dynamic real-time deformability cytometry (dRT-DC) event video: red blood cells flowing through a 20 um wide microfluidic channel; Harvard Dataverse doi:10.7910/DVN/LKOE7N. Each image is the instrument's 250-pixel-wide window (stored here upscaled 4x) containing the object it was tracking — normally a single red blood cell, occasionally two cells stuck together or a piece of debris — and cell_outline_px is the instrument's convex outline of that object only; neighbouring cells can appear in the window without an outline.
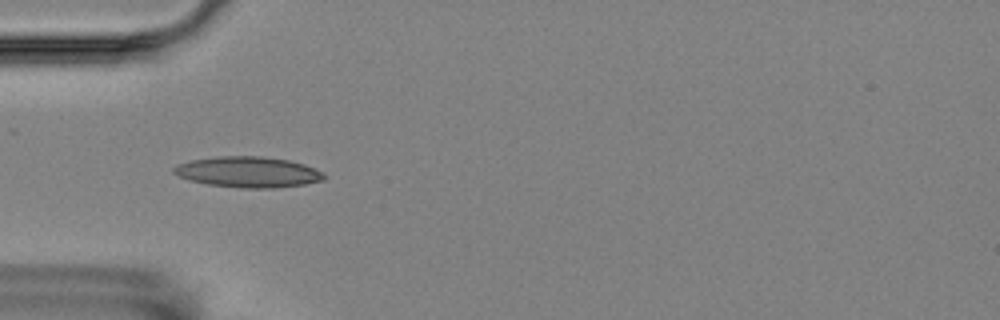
{"species": "Egyptian fruit bat (a non-hibernating species)", "species_latin": "Rousettus aegyptiacus", "temperature_condition": "room temperature", "stored_images_in_passage": 15, "camera_frame_rate_fps": 3000, "um_per_image_px": 0.085, "animal": {"sex": "female"}, "frame": {"image": 1, "passage_image": 4, "time_ms": 3.333, "image_size_px": [1000, 320], "cell_outline_px": [[324, 180], [304, 184], [276, 188], [240, 188], [208, 184], [188, 180], [172, 172], [172, 168], [176, 164], [192, 160], [216, 156], [260, 156], [288, 160], [304, 164], [324, 172]], "centroid_in_image_um": [21.07, 14.62], "position_along_channel_um": 63.9, "area_um2": 26.99}}
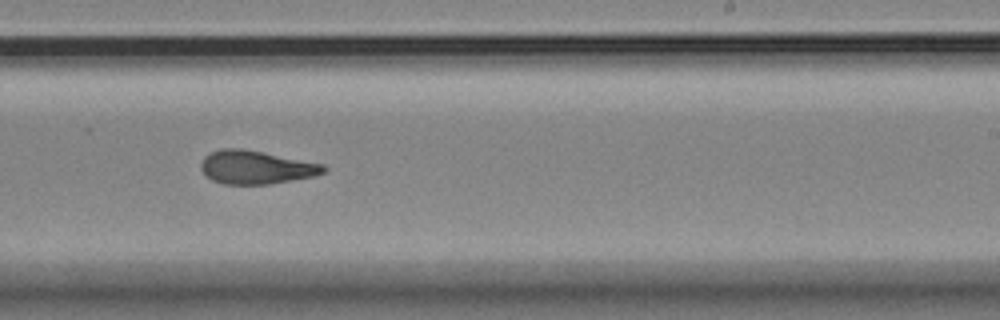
{"frame": {"image": 2, "passage_image": 9, "time_ms": 9.0, "image_size_px": [1000, 320], "cell_outline_px": [[328, 168], [324, 172], [316, 176], [268, 184], [224, 184], [212, 180], [200, 168], [200, 164], [204, 156], [220, 148], [240, 148], [324, 164]], "centroid_in_image_um": [21.76, 14.22], "position_along_channel_um": 267.2, "area_um2": 23.7}}
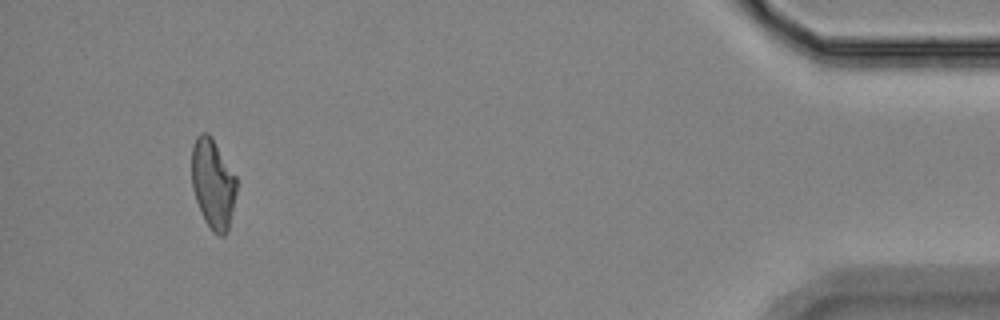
{"frame": {"image": 3, "passage_image": 14, "time_ms": 15.0, "image_size_px": [1000, 320], "cell_outline_px": [[236, 192], [228, 232], [224, 236], [220, 236], [212, 232], [204, 220], [200, 212], [192, 188], [192, 148], [196, 136], [200, 132], [208, 132], [212, 136], [236, 176]], "centroid_in_image_um": [18.1, 15.62], "position_along_channel_um": 417.1, "area_um2": 23.7}, "authors_computed_cell_mechanics": {"area_um2": 23.9292, "velocity_mm_per_s": 3.6007, "shape_relaxation_time_tau1_ms": 10.1146, "shape_relaxation_time_tau2_ms": 3.3047, "deformation_change_tau1": 0.2417, "deformation_change_tau2": 0.1017}}